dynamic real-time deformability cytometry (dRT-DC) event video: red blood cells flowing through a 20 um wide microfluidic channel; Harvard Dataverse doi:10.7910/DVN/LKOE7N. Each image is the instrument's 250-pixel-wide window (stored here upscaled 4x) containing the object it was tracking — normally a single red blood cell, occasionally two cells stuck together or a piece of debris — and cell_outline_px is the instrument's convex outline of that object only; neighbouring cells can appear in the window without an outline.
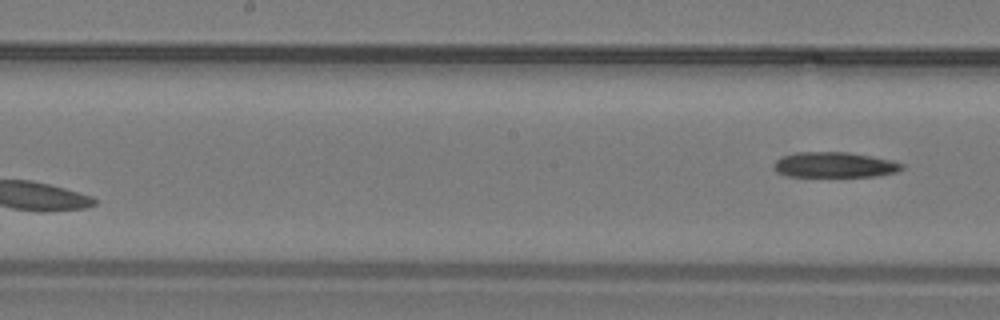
{"species": "common noctule bat (a hibernating species)", "species_latin": "Nyctalus noctula", "temperature_condition": "warm", "stored_images_in_passage": 9, "segment_of_instrument_passage": [2, 2], "camera_frame_rate_fps": 3000, "um_per_image_px": 0.085, "animal": {"sex": "male", "body_mass_g": 19.2, "forearm_length_mm": 51.8}, "frame": {"image": 1, "passage_image": 9, "time_ms": 2.667, "image_size_px": [1000, 320], "cell_outline_px": [[904, 168], [896, 172], [872, 176], [788, 176], [776, 172], [776, 160], [784, 156], [796, 152], [848, 152], [892, 160], [904, 164]], "centroid_in_image_um": [70.97, 14.0], "position_along_channel_um": 177.2, "area_um2": 18.67}}